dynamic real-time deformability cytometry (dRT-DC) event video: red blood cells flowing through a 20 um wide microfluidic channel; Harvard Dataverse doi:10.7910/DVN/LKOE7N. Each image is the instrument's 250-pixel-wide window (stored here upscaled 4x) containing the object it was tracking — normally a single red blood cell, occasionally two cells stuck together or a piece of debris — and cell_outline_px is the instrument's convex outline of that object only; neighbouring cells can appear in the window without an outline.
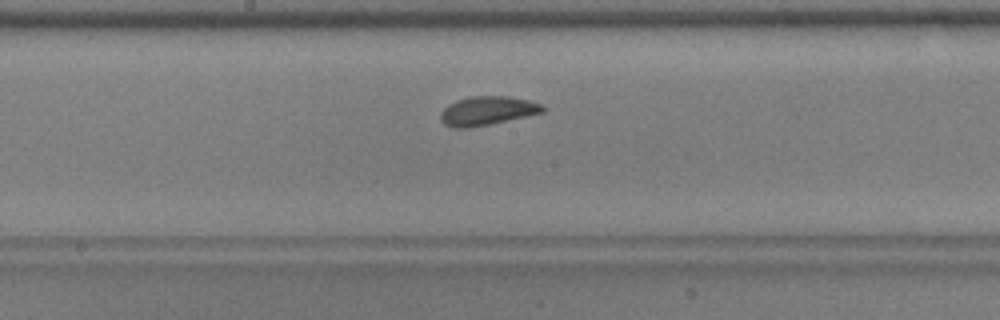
{"species": "common noctule bat (a hibernating species)", "species_latin": "Nyctalus noctula", "temperature_condition": "warm", "stored_images_in_passage": 36, "camera_frame_rate_fps": 3000, "um_per_image_px": 0.085, "animal": {"sex": "male", "body_mass_g": 17.9, "forearm_length_mm": 54.2}, "frame": {"image": 1, "passage_image": 17, "time_ms": 5.333, "image_size_px": [1000, 320], "cell_outline_px": [[544, 112], [488, 124], [468, 128], [452, 128], [444, 124], [440, 120], [440, 112], [448, 104], [456, 100], [472, 96], [508, 96], [528, 100], [540, 104], [544, 108]], "centroid_in_image_um": [41.36, 9.41], "position_along_channel_um": 206.8, "area_um2": 17.05}}
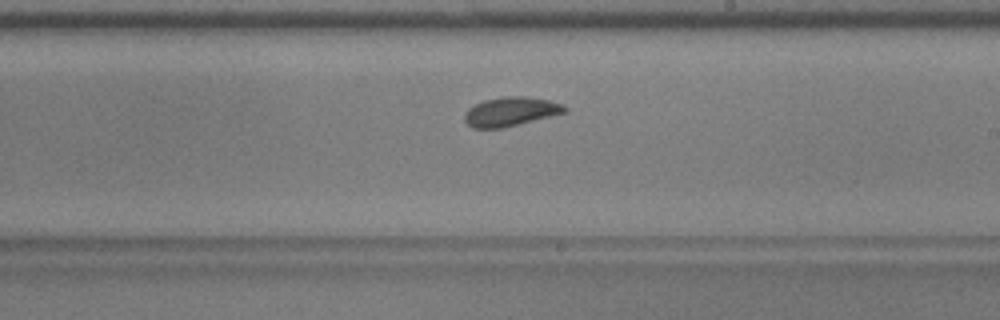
{"frame": {"image": 2, "passage_image": 20, "time_ms": 6.333, "image_size_px": [1000, 320], "cell_outline_px": [[568, 108], [564, 112], [500, 128], [472, 128], [464, 120], [464, 112], [468, 108], [484, 100], [504, 96], [524, 96], [548, 100], [560, 104]], "centroid_in_image_um": [43.33, 9.47], "position_along_channel_um": 245.7, "area_um2": 16.53}}
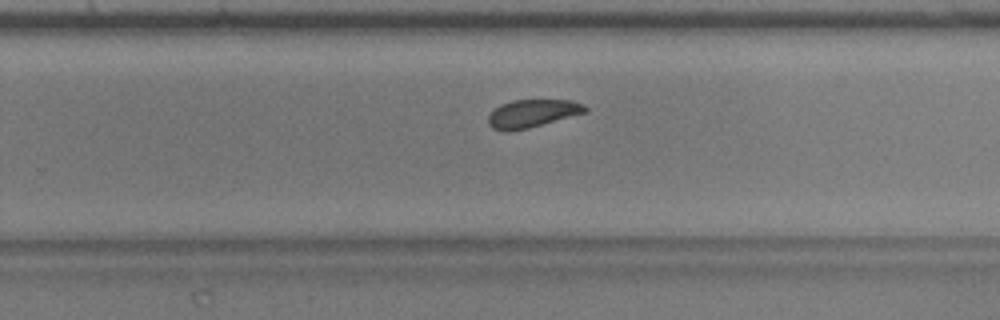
{"frame": {"image": 3, "passage_image": 23, "time_ms": 7.333, "image_size_px": [1000, 320], "cell_outline_px": [[588, 112], [528, 128], [508, 132], [504, 132], [492, 128], [488, 124], [488, 116], [500, 104], [512, 100], [572, 100], [584, 104], [588, 108]], "centroid_in_image_um": [45.26, 9.65], "position_along_channel_um": 284.5, "area_um2": 15.9}}